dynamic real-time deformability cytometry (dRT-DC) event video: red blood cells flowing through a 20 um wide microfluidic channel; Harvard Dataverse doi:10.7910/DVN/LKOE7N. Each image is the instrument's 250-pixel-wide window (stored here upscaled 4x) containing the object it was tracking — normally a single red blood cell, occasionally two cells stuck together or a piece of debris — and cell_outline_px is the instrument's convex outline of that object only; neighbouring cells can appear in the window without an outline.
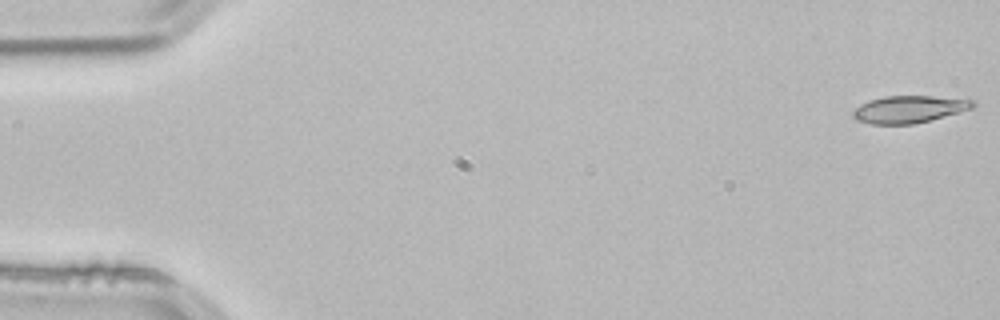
{"species": "common noctule bat (a hibernating species)", "species_latin": "Nyctalus noctula", "temperature_condition": "room temperature", "stored_images_in_passage": 53, "camera_frame_rate_fps": 3000, "um_per_image_px": 0.085, "animal": {"sex": "male", "body_mass_g": 21.5, "forearm_length_mm": 52.0}, "frame": {"image": 1, "passage_image": 1, "time_ms": 0.0, "image_size_px": [1000, 320], "cell_outline_px": [[976, 104], [972, 108], [960, 112], [912, 124], [872, 124], [856, 120], [852, 116], [852, 112], [860, 104], [868, 100], [884, 96], [932, 96], [972, 100]], "centroid_in_image_um": [77.22, 9.28], "position_along_channel_um": 7.8, "area_um2": 18.84}}
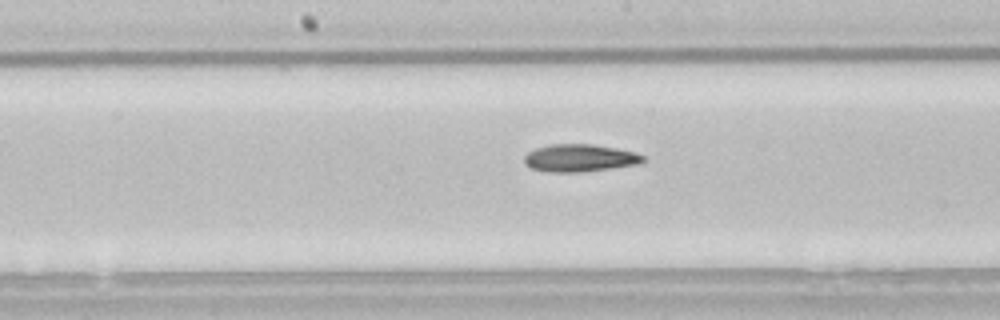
{"frame": {"image": 2, "passage_image": 27, "time_ms": 8.667, "image_size_px": [1000, 320], "cell_outline_px": [[644, 160], [636, 164], [580, 172], [548, 172], [532, 168], [524, 164], [524, 156], [528, 152], [536, 148], [548, 144], [592, 144], [616, 148], [636, 152], [644, 156]], "centroid_in_image_um": [49.23, 13.42], "position_along_channel_um": 199.0, "area_um2": 18.9}}
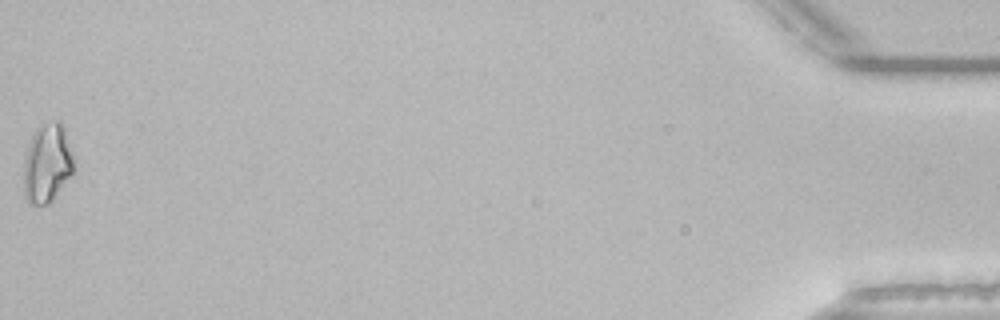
{"frame": {"image": 3, "passage_image": 53, "time_ms": 17.333, "image_size_px": [1000, 320], "cell_outline_px": [[76, 168], [48, 204], [28, 204], [24, 196], [24, 160], [28, 144], [32, 132], [36, 128], [44, 124], [56, 120], [60, 120], [64, 128], [76, 156]], "centroid_in_image_um": [4.04, 13.84], "position_along_channel_um": 431.2, "area_um2": 23.52}, "authors_computed_cell_mechanics": {"area_um2": 18.8428, "velocity_mm_per_s": 3.8579, "shape_relaxation_time_tau1_ms": 8.7652, "shape_relaxation_time_tau2_ms": 11.3833, "deformation_change_tau1": 0.1888, "deformation_change_tau2": 0.2263}}